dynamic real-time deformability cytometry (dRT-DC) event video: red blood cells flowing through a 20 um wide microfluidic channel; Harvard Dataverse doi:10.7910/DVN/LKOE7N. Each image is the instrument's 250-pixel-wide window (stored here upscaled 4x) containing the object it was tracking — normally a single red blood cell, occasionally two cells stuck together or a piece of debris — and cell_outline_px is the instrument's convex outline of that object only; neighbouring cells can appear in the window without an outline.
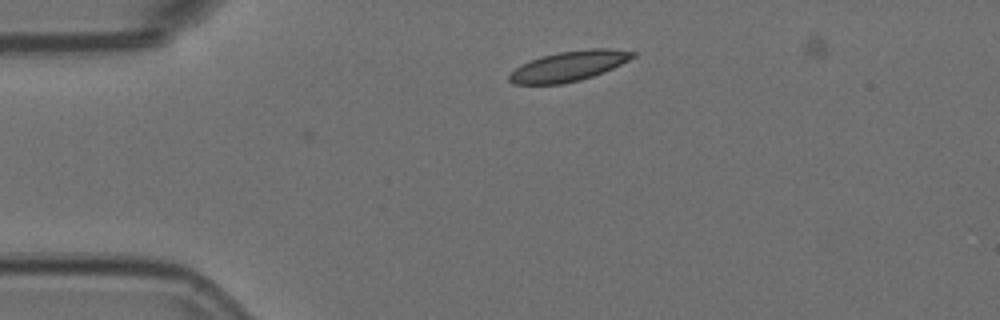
{"species": "Egyptian fruit bat (a non-hibernating species)", "species_latin": "Rousettus aegyptiacus", "temperature_condition": "room temperature", "stored_images_in_passage": 6, "camera_frame_rate_fps": 3000, "um_per_image_px": 0.085, "animal": {"sex": "female"}, "frame": {"image": 1, "passage_image": 6, "time_ms": 1.667, "image_size_px": [1000, 320], "cell_outline_px": [[636, 56], [604, 72], [580, 80], [560, 84], [512, 84], [508, 80], [508, 76], [520, 64], [540, 56], [556, 52], [588, 48], [608, 48], [636, 52]], "centroid_in_image_um": [48.33, 5.61], "position_along_channel_um": 36.7, "area_um2": 21.73}}